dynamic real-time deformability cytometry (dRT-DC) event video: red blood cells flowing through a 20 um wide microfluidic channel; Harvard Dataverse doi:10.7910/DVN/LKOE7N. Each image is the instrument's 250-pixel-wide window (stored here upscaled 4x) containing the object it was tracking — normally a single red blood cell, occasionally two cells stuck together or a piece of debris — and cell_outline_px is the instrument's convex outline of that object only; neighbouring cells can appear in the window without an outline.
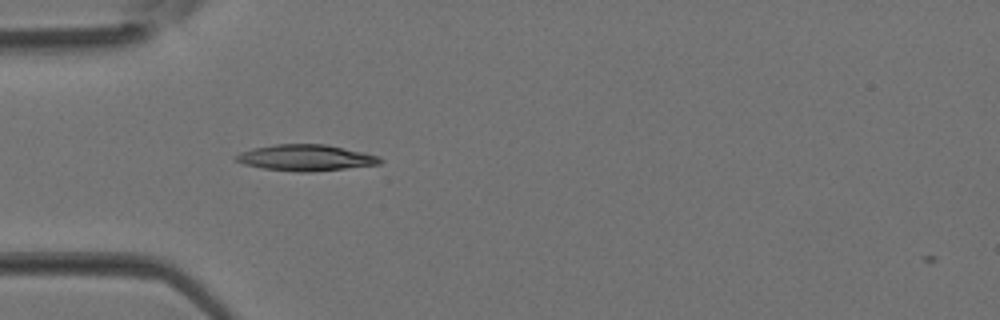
{"species": "Egyptian fruit bat (a non-hibernating species)", "species_latin": "Rousettus aegyptiacus", "temperature_condition": "room temperature", "stored_images_in_passage": 27, "camera_frame_rate_fps": 3000, "um_per_image_px": 0.085, "animal": {"sex": "female"}, "frame": {"image": 1, "passage_image": 1, "time_ms": 0.0, "image_size_px": [1000, 320], "cell_outline_px": [[384, 160], [380, 164], [308, 172], [300, 172], [264, 168], [244, 164], [236, 160], [236, 156], [240, 152], [252, 148], [276, 144], [324, 144], [364, 152], [380, 156]], "centroid_in_image_um": [26.02, 13.4], "position_along_channel_um": 59.0, "area_um2": 21.73}}
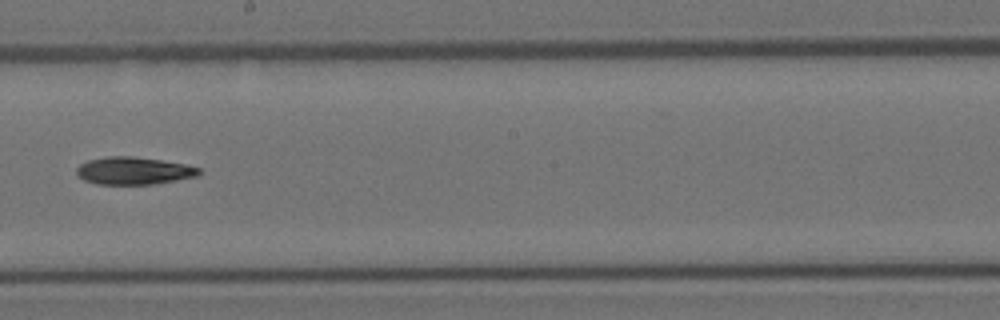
{"frame": {"image": 2, "passage_image": 11, "time_ms": 3.333, "image_size_px": [1000, 320], "cell_outline_px": [[200, 172], [196, 176], [176, 180], [152, 184], [96, 184], [84, 180], [76, 172], [76, 168], [80, 164], [88, 160], [108, 156], [132, 156], [160, 160], [184, 164], [200, 168]], "centroid_in_image_um": [11.33, 14.51], "position_along_channel_um": 236.9, "area_um2": 19.42}}
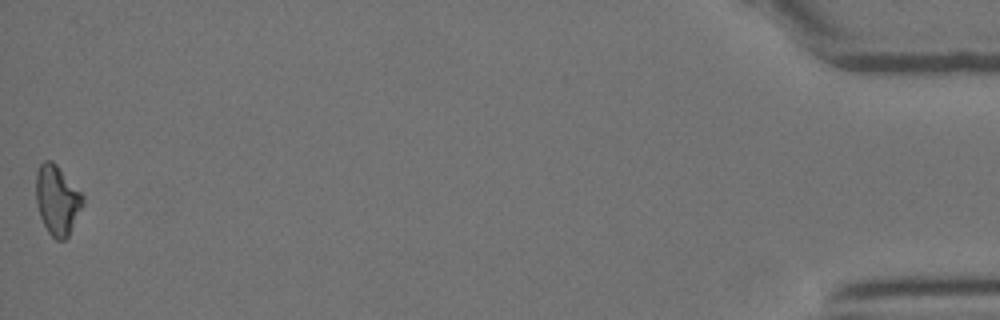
{"frame": {"image": 3, "passage_image": 27, "time_ms": 8.667, "image_size_px": [1000, 320], "cell_outline_px": [[84, 204], [68, 236], [64, 240], [56, 240], [48, 232], [40, 216], [36, 204], [36, 172], [40, 164], [44, 160], [52, 160], [56, 164], [84, 196]], "centroid_in_image_um": [4.86, 17.0], "position_along_channel_um": 430.3, "area_um2": 18.96}}